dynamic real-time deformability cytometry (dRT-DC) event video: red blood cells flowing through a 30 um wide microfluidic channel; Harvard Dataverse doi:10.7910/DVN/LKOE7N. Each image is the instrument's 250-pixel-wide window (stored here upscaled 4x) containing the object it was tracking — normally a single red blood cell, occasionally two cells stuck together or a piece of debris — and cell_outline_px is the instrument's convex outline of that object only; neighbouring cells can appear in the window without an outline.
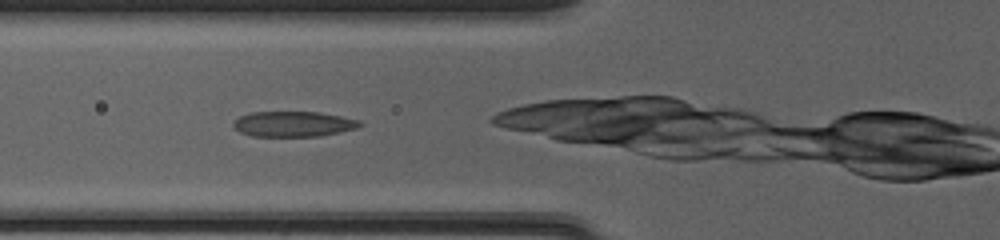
{"species": "common noctule bat (a hibernating species)", "species_latin": "Nyctalus noctula", "temperature_condition": "cold", "stored_images_in_passage": 37, "camera_frame_rate_fps": 3000, "um_per_image_px": 0.085, "animal": {"sex": "female", "body_mass_g": 20.0, "forearm_length_mm": 54.0}, "frame": {"image": 1, "passage_image": 12, "time_ms": 3.667, "image_size_px": [1000, 240], "cell_outline_px": [[364, 124], [356, 128], [340, 132], [320, 136], [252, 136], [240, 132], [232, 128], [232, 124], [240, 116], [248, 112], [320, 112], [360, 120]], "centroid_in_image_um": [24.92, 10.54], "position_along_channel_um": 100.9, "area_um2": 18.79}}
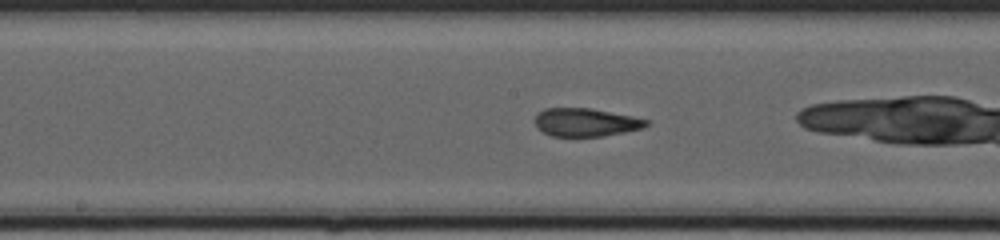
{"frame": {"image": 2, "passage_image": 19, "time_ms": 6.0, "image_size_px": [1000, 240], "cell_outline_px": [[648, 124], [644, 128], [624, 132], [600, 136], [552, 136], [544, 132], [536, 124], [536, 116], [544, 108], [592, 108], [632, 116], [648, 120]], "centroid_in_image_um": [49.82, 10.39], "position_along_channel_um": 198.4, "area_um2": 18.03}}
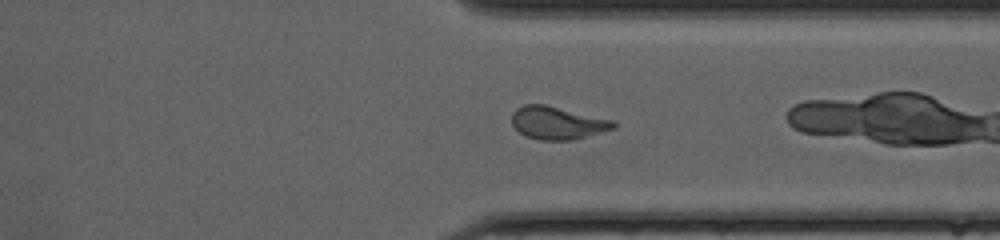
{"frame": {"image": 3, "passage_image": 31, "time_ms": 10.0, "image_size_px": [1000, 240], "cell_outline_px": [[616, 128], [572, 140], [540, 140], [524, 136], [512, 124], [512, 112], [516, 108], [524, 104], [544, 104], [616, 120]], "centroid_in_image_um": [47.4, 10.44], "position_along_channel_um": 364.0, "area_um2": 19.59}, "authors_computed_cell_mechanics": {"area_um2": 19.1318, "velocity_mm_per_s": 4.1519, "shape_relaxation_time_tau1_ms": 5.5627, "shape_relaxation_time_tau2_ms": 1.1387, "deformation_change_tau1": 0.1935, "deformation_change_tau2": 0.0839}}